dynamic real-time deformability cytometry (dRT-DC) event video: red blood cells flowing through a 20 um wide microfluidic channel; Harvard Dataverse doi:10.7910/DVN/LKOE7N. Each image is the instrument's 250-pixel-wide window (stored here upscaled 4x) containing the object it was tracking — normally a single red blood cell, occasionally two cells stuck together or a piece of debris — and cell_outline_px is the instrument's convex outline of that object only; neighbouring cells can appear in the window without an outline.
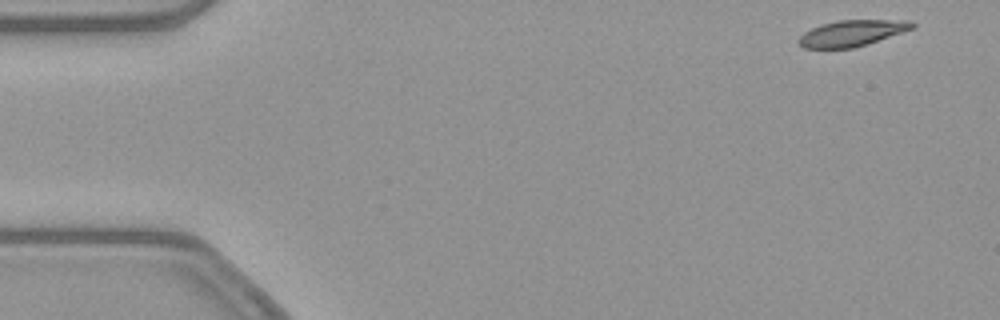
{"species": "common noctule bat (a hibernating species)", "species_latin": "Nyctalus noctula", "temperature_condition": "warm", "stored_images_in_passage": 51, "camera_frame_rate_fps": 3000, "um_per_image_px": 0.085, "animal": {"sex": "female", "body_mass_g": 21.9}, "frame": {"image": 1, "passage_image": 1, "time_ms": 0.0, "image_size_px": [1000, 320], "cell_outline_px": [[916, 24], [912, 28], [852, 48], [804, 48], [796, 40], [804, 32], [812, 28], [824, 24], [840, 20], [912, 20]], "centroid_in_image_um": [72.37, 2.81], "position_along_channel_um": 12.6, "area_um2": 16.76}}
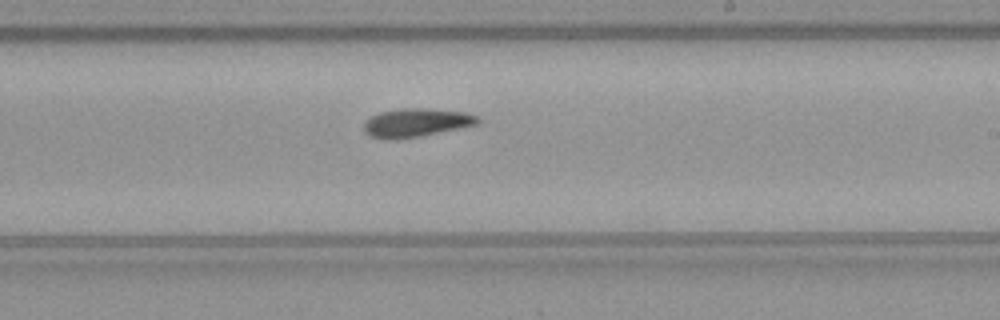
{"frame": {"image": 2, "passage_image": 29, "time_ms": 9.333, "image_size_px": [1000, 320], "cell_outline_px": [[480, 120], [476, 124], [420, 136], [396, 140], [384, 140], [368, 136], [364, 132], [364, 124], [372, 116], [380, 112], [400, 108], [424, 108], [464, 112], [476, 116]], "centroid_in_image_um": [35.3, 10.44], "position_along_channel_um": 253.7, "area_um2": 18.79}}
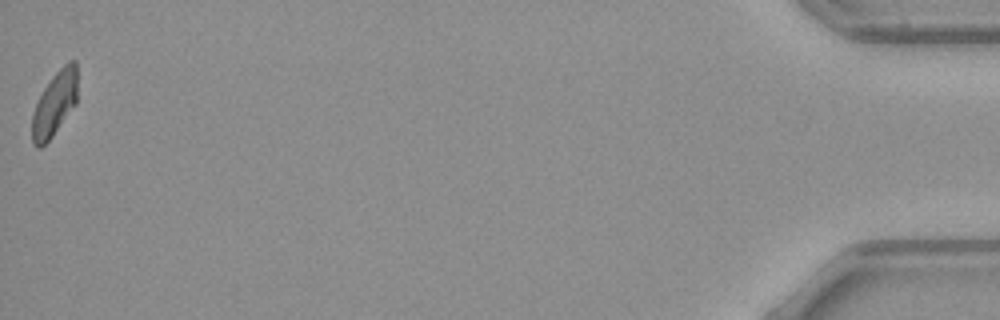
{"frame": {"image": 3, "passage_image": 51, "time_ms": 16.667, "image_size_px": [1000, 320], "cell_outline_px": [[76, 104], [52, 136], [40, 148], [32, 144], [32, 112], [44, 88], [52, 76], [68, 60], [76, 60]], "centroid_in_image_um": [4.63, 8.81], "position_along_channel_um": 430.6, "area_um2": 16.82}, "authors_computed_cell_mechanics": {"area_um2": 18.3226, "velocity_mm_per_s": 3.8607, "shape_relaxation_time_tau1_ms": 8.3758, "shape_relaxation_time_tau2_ms": null, "deformation_change_tau1": 0.1928, "deformation_change_tau2": null}}